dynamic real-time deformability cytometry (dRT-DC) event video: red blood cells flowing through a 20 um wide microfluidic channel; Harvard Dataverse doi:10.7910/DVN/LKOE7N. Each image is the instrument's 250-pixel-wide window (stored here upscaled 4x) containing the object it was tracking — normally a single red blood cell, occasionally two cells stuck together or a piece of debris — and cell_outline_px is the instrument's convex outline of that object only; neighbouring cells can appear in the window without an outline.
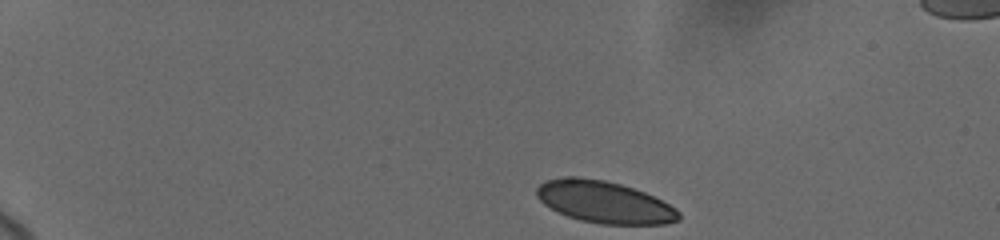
{"species": "human", "species_latin": "Homo sapiens", "temperature_condition": "cold", "stored_images_in_passage": 26, "camera_frame_rate_fps": 3000, "um_per_image_px": 0.085, "donor": {"sex": "female"}, "frame": {"image": 1, "passage_image": 1, "time_ms": 0.0, "image_size_px": [1000, 240], "cell_outline_px": [[680, 220], [664, 224], [600, 224], [580, 220], [568, 216], [544, 204], [536, 196], [536, 188], [540, 184], [548, 180], [564, 176], [576, 176], [604, 180], [620, 184], [644, 192], [676, 208], [680, 212]], "centroid_in_image_um": [51.36, 17.17], "position_along_channel_um": 33.6, "area_um2": 34.51}}
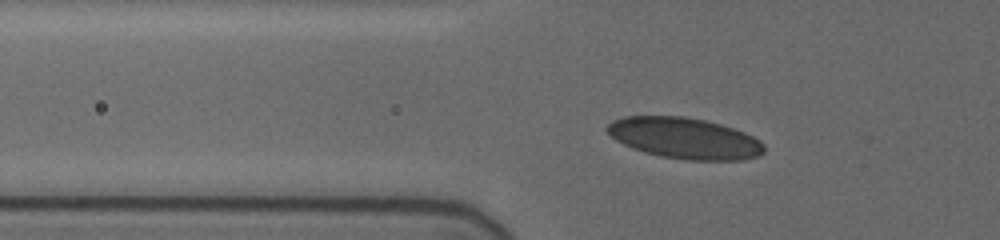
{"frame": {"image": 2, "passage_image": 18, "time_ms": 3.333, "image_size_px": [1000, 240], "cell_outline_px": [[764, 152], [760, 156], [744, 160], [688, 160], [660, 156], [644, 152], [632, 148], [616, 140], [604, 128], [612, 120], [624, 116], [684, 116], [704, 120], [720, 124], [744, 132], [760, 140], [764, 144]], "centroid_in_image_um": [58.19, 11.75], "position_along_channel_um": 67.6, "area_um2": 37.63}}
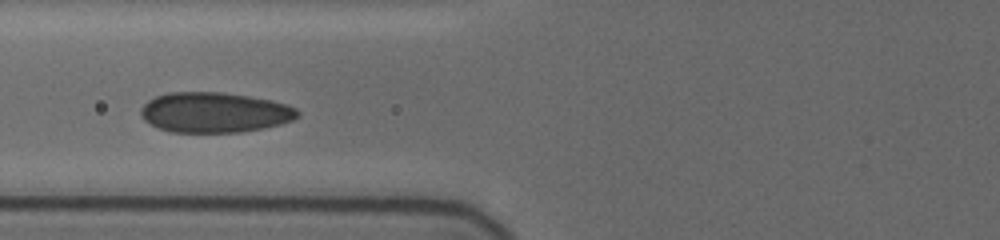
{"frame": {"image": 3, "passage_image": 25, "time_ms": 4.667, "image_size_px": [1000, 240], "cell_outline_px": [[300, 116], [292, 120], [280, 124], [240, 132], [168, 132], [144, 120], [140, 116], [140, 108], [148, 100], [156, 96], [168, 92], [224, 92], [272, 100], [288, 104], [296, 108], [300, 112]], "centroid_in_image_um": [18.23, 9.54], "position_along_channel_um": 107.6, "area_um2": 36.88}}